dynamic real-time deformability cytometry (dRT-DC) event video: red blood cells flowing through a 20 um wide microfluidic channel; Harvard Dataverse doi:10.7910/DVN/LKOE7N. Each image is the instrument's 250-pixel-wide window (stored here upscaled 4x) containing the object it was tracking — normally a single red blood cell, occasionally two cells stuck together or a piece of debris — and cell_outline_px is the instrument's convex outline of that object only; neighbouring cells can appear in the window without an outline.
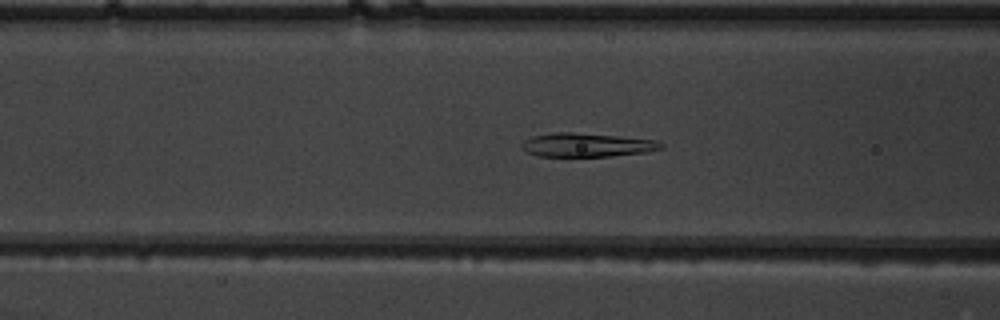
{"species": "common noctule bat (a hibernating species)", "species_latin": "Nyctalus noctula", "temperature_condition": "warm", "stored_images_in_passage": 53, "camera_frame_rate_fps": 3000, "um_per_image_px": 0.085, "animal": {"sex": "male", "body_mass_g": 19.5, "forearm_length_mm": 54.6}, "frame": {"image": 1, "passage_image": 22, "time_ms": 7.0, "image_size_px": [1000, 320], "cell_outline_px": [[664, 148], [644, 152], [612, 156], [536, 156], [520, 148], [520, 144], [524, 140], [532, 136], [552, 132], [572, 132], [616, 136], [656, 140], [664, 144]], "centroid_in_image_um": [49.83, 12.32], "position_along_channel_um": 116.8, "area_um2": 19.31}}
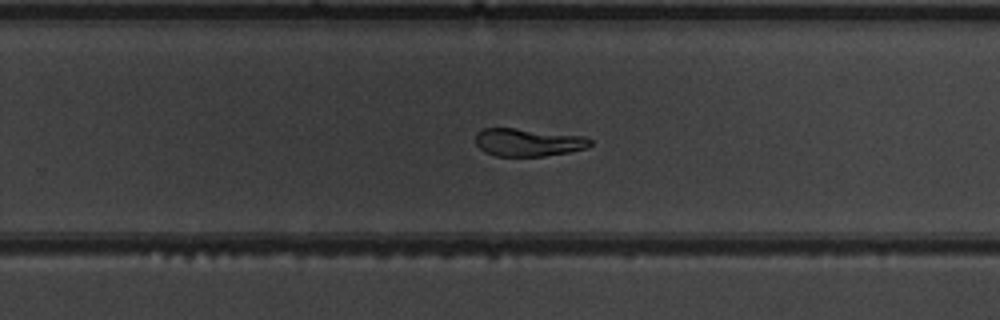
{"frame": {"image": 2, "passage_image": 35, "time_ms": 11.333, "image_size_px": [1000, 320], "cell_outline_px": [[592, 144], [584, 148], [568, 152], [544, 156], [496, 156], [484, 152], [476, 144], [476, 132], [484, 128], [512, 128], [584, 136], [592, 140]], "centroid_in_image_um": [44.86, 12.1], "position_along_channel_um": 284.9, "area_um2": 18.44}}
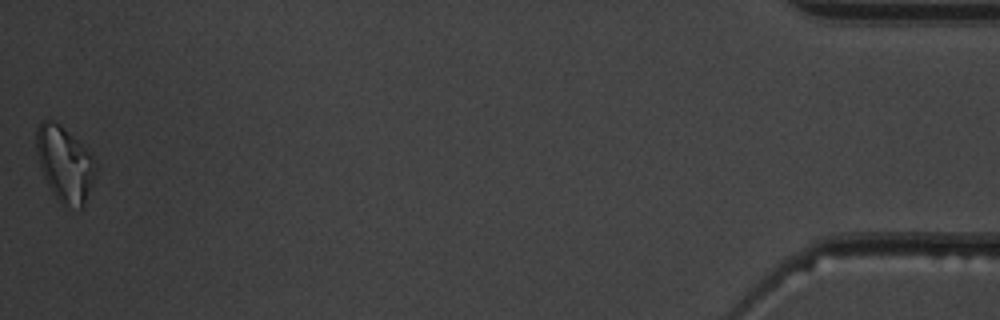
{"frame": {"image": 3, "passage_image": 53, "time_ms": 17.333, "image_size_px": [1000, 320], "cell_outline_px": [[96, 176], [84, 204], [80, 208], [64, 208], [52, 192], [40, 168], [36, 152], [36, 128], [40, 120], [52, 120], [60, 124], [92, 156], [96, 164]], "centroid_in_image_um": [5.48, 13.96], "position_along_channel_um": 429.7, "area_um2": 26.01}, "authors_computed_cell_mechanics": {"area_um2": 20.6924, "velocity_mm_per_s": 3.8921, "shape_relaxation_time_tau1_ms": 3.9736, "shape_relaxation_time_tau2_ms": 2.5426, "deformation_change_tau1": 0.1977, "deformation_change_tau2": 0.1036}}